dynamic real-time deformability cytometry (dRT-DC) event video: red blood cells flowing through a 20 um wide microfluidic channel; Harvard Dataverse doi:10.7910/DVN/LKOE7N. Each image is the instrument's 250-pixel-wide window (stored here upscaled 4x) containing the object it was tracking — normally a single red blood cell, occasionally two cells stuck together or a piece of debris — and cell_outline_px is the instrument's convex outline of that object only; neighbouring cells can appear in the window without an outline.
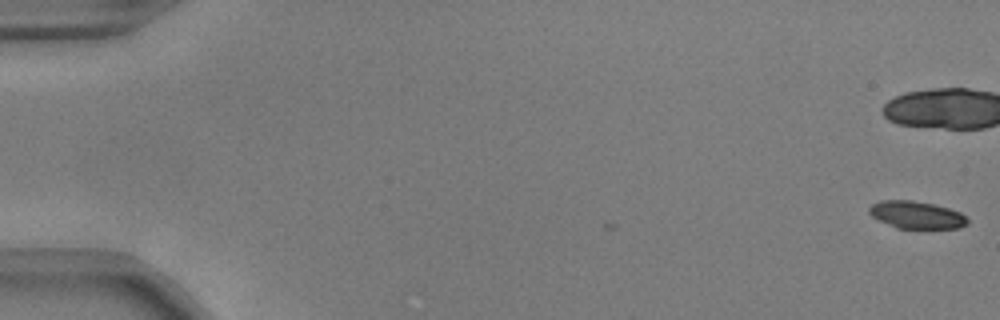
{"species": "common noctule bat (a hibernating species)", "species_latin": "Nyctalus noctula", "temperature_condition": "warm", "stored_images_in_passage": 3, "camera_frame_rate_fps": 3000, "um_per_image_px": 0.085, "animal": {"sex": "male", "body_mass_g": 17.9, "forearm_length_mm": 54.2}, "frame": {"image": 1, "passage_image": 3, "time_ms": 0.667, "image_size_px": [1000, 320], "cell_outline_px": [[968, 224], [960, 228], [896, 228], [872, 216], [868, 212], [868, 208], [872, 204], [880, 200], [912, 200], [932, 204], [948, 208], [960, 212], [968, 220]], "centroid_in_image_um": [77.89, 18.26], "position_along_channel_um": 7.1, "area_um2": 15.61}}